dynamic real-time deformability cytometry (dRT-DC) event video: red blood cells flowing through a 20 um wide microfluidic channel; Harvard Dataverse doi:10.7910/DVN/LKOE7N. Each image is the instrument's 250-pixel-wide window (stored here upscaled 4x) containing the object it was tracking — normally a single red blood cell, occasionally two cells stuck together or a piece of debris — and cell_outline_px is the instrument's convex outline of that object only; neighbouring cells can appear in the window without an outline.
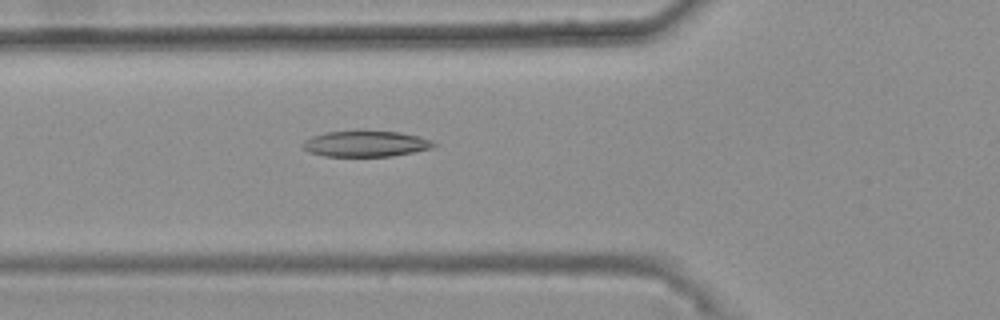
{"species": "common noctule bat (a hibernating species)", "species_latin": "Nyctalus noctula", "temperature_condition": "warm", "stored_images_in_passage": 40, "camera_frame_rate_fps": 3000, "um_per_image_px": 0.085, "animal": {"sex": "female", "body_mass_g": 25.1}, "frame": {"image": 1, "passage_image": 11, "time_ms": 3.333, "image_size_px": [1000, 320], "cell_outline_px": [[436, 144], [432, 148], [392, 156], [324, 156], [312, 152], [304, 148], [300, 144], [304, 140], [312, 136], [328, 132], [364, 128], [400, 132], [432, 140]], "centroid_in_image_um": [31.07, 12.18], "position_along_channel_um": 94.7, "area_um2": 20.29}}
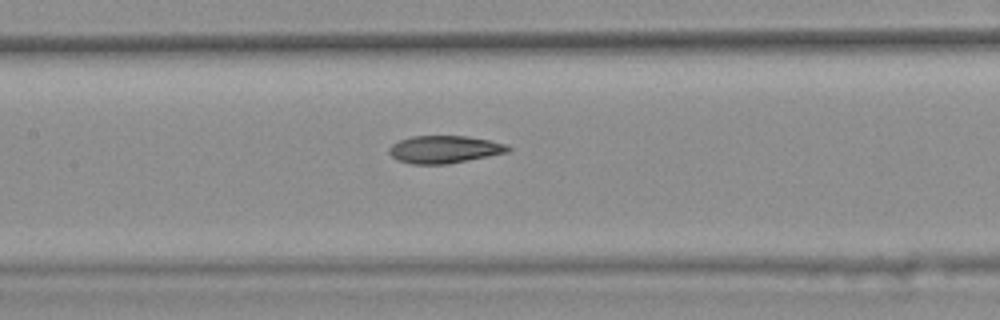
{"frame": {"image": 2, "passage_image": 17, "time_ms": 5.333, "image_size_px": [1000, 320], "cell_outline_px": [[512, 148], [508, 152], [448, 164], [412, 164], [396, 160], [388, 152], [388, 148], [392, 144], [400, 140], [412, 136], [468, 136], [488, 140], [504, 144]], "centroid_in_image_um": [37.73, 12.7], "position_along_channel_um": 169.7, "area_um2": 19.02}}
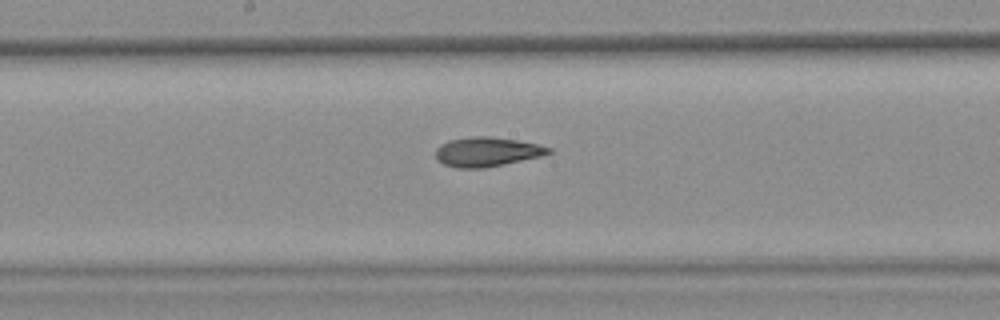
{"frame": {"image": 3, "passage_image": 20, "time_ms": 6.333, "image_size_px": [1000, 320], "cell_outline_px": [[552, 152], [540, 156], [504, 164], [484, 168], [456, 168], [444, 164], [436, 160], [436, 148], [440, 144], [448, 140], [472, 136], [488, 136], [516, 140], [536, 144], [552, 148]], "centroid_in_image_um": [41.34, 12.9], "position_along_channel_um": 206.9, "area_um2": 19.31}, "authors_computed_cell_mechanics": {"area_um2": 19.1318, "velocity_mm_per_s": 3.7302, "shape_relaxation_time_tau1_ms": null, "shape_relaxation_time_tau2_ms": 4.2123, "deformation_change_tau1": null, "deformation_change_tau2": 0.1287}}